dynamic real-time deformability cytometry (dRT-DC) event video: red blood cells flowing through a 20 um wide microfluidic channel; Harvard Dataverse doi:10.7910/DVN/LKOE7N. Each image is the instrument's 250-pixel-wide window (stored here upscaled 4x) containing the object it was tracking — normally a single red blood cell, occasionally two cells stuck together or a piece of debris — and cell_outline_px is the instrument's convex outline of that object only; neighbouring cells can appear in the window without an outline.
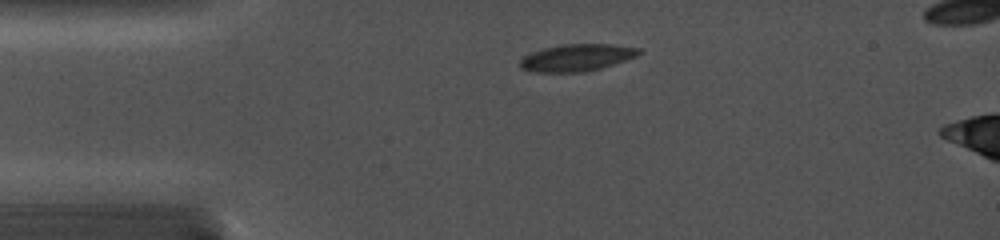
{"species": "common noctule bat (a hibernating species)", "species_latin": "Nyctalus noctula", "temperature_condition": "cold", "stored_images_in_passage": 11, "camera_frame_rate_fps": 5000, "um_per_image_px": 0.085, "animal": {"sex": "female", "body_mass_g": 19.0, "forearm_length_mm": 56.7}, "frame": {"image": 1, "passage_image": 1, "time_ms": 0.0, "image_size_px": [1000, 240], "cell_outline_px": [[644, 52], [636, 56], [600, 68], [584, 72], [532, 72], [520, 68], [520, 60], [524, 56], [532, 52], [544, 48], [560, 44], [612, 44], [640, 48]], "centroid_in_image_um": [49.02, 4.89], "position_along_channel_um": 36.0, "area_um2": 18.73}}
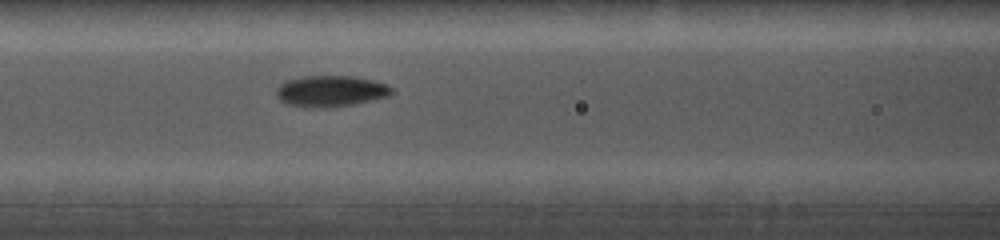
{"frame": {"image": 2, "passage_image": 6, "time_ms": 3.4, "image_size_px": [1000, 240], "cell_outline_px": [[392, 96], [352, 104], [324, 108], [308, 108], [288, 104], [280, 100], [276, 96], [276, 88], [280, 84], [288, 80], [304, 76], [352, 76], [372, 80], [388, 84], [392, 88]], "centroid_in_image_um": [28.11, 7.75], "position_along_channel_um": 138.5, "area_um2": 21.04}}
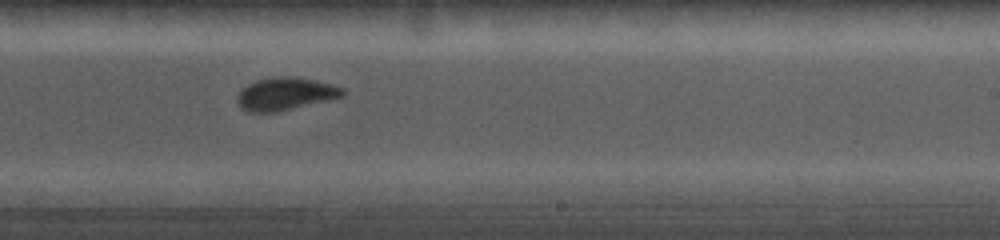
{"frame": {"image": 3, "passage_image": 10, "time_ms": 6.6, "image_size_px": [1000, 240], "cell_outline_px": [[344, 96], [276, 112], [248, 112], [240, 108], [236, 100], [236, 96], [248, 84], [256, 80], [272, 76], [292, 76], [332, 84], [344, 88]], "centroid_in_image_um": [24.22, 7.97], "position_along_channel_um": 264.8, "area_um2": 20.0}}